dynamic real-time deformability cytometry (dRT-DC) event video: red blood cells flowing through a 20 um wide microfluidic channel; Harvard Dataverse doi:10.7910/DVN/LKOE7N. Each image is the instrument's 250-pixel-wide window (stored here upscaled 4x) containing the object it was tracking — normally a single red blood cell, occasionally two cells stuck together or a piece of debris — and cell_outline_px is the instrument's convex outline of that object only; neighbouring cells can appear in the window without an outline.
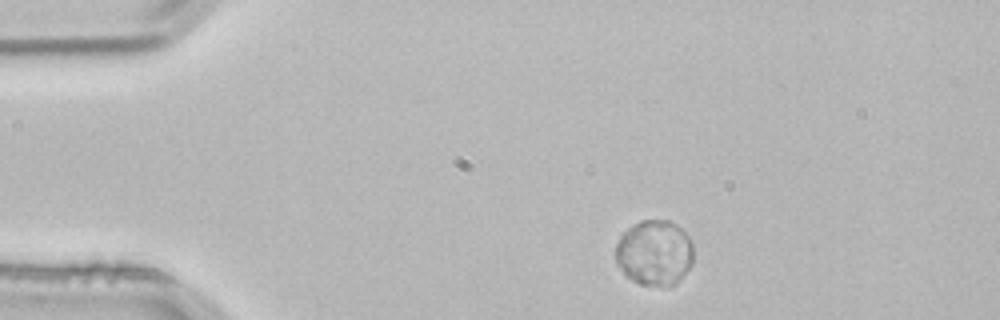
{"species": "common noctule bat (a hibernating species)", "species_latin": "Nyctalus noctula", "temperature_condition": "room temperature", "stored_images_in_passage": 2, "camera_frame_rate_fps": 3000, "um_per_image_px": 0.085, "animal": {"sex": "male", "body_mass_g": 21.5, "forearm_length_mm": 52.0}, "frame": {"image": 1, "passage_image": 1, "time_ms": 0.0, "image_size_px": [1000, 320], "cell_outline_px": [[692, 264], [676, 284], [640, 284], [632, 280], [616, 264], [616, 244], [620, 236], [628, 228], [640, 220], [668, 220], [676, 224], [688, 236], [692, 244]], "centroid_in_image_um": [55.62, 21.46], "position_along_channel_um": 29.4, "area_um2": 29.3}}